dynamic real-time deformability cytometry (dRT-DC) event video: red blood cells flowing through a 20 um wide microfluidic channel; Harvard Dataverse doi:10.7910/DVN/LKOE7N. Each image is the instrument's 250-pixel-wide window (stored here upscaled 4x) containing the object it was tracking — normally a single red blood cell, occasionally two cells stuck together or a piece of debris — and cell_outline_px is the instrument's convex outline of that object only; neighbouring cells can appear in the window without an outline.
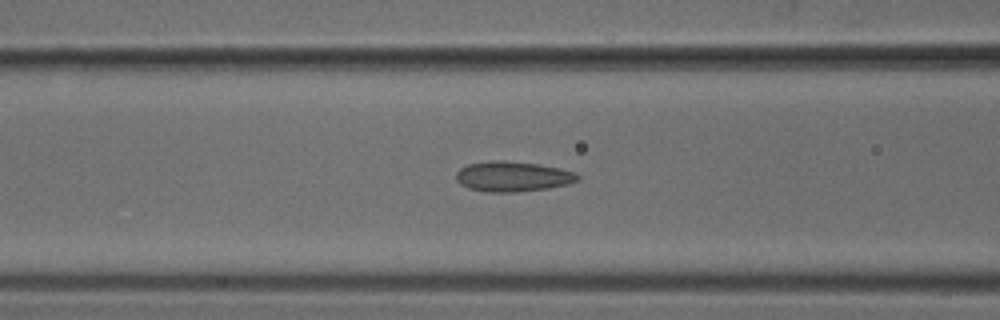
{"species": "common noctule bat (a hibernating species)", "species_latin": "Nyctalus noctula", "temperature_condition": "cold", "stored_images_in_passage": 43, "camera_frame_rate_fps": 3000, "um_per_image_px": 0.085, "animal": {"sex": "male", "body_mass_g": 18.8}, "frame": {"image": 1, "passage_image": 21, "time_ms": 6.667, "image_size_px": [1000, 320], "cell_outline_px": [[580, 180], [568, 184], [548, 188], [516, 192], [492, 192], [468, 188], [460, 184], [456, 180], [456, 172], [460, 168], [468, 164], [492, 160], [504, 160], [540, 164], [560, 168], [576, 172], [580, 176]], "centroid_in_image_um": [43.6, 14.99], "position_along_channel_um": 123.0, "area_um2": 21.56}}
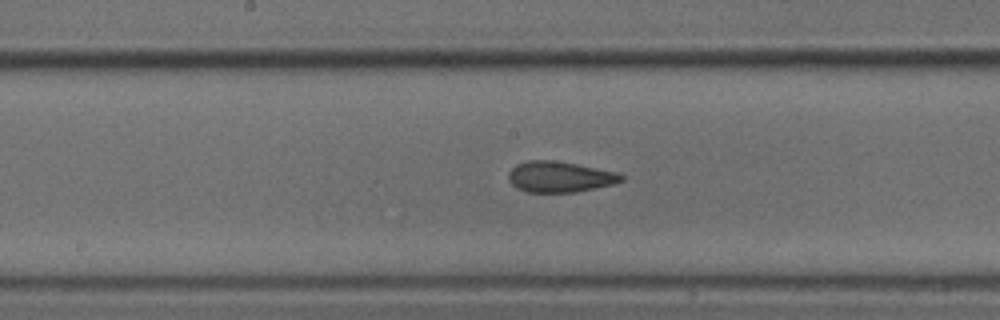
{"frame": {"image": 2, "passage_image": 27, "time_ms": 8.667, "image_size_px": [1000, 320], "cell_outline_px": [[624, 180], [612, 184], [576, 192], [528, 192], [516, 188], [508, 180], [508, 172], [516, 164], [528, 160], [552, 160], [576, 164], [616, 172], [624, 176]], "centroid_in_image_um": [47.54, 15.03], "position_along_channel_um": 200.7, "area_um2": 20.17}}
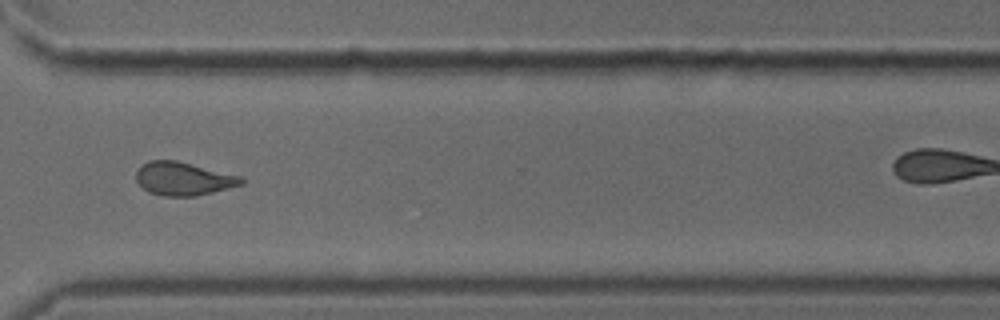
{"frame": {"image": 3, "passage_image": 39, "time_ms": 12.667, "image_size_px": [1000, 320], "cell_outline_px": [[244, 184], [196, 196], [164, 196], [148, 192], [136, 180], [136, 172], [148, 160], [176, 160], [244, 176]], "centroid_in_image_um": [15.63, 15.19], "position_along_channel_um": 355.0, "area_um2": 20.46}}